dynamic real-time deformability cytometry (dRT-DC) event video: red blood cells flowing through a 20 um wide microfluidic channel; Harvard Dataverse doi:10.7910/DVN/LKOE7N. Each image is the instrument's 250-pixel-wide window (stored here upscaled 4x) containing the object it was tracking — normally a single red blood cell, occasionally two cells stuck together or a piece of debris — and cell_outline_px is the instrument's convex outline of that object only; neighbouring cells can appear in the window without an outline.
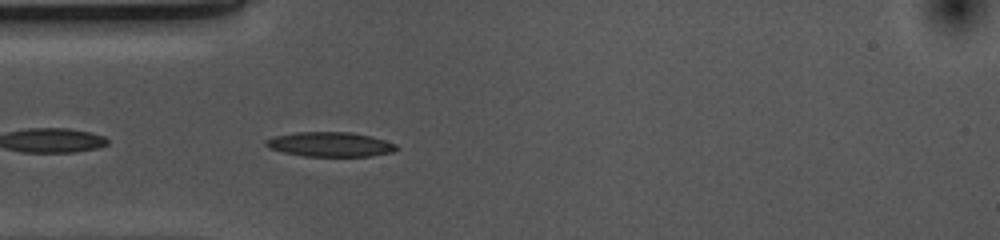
{"species": "common noctule bat (a hibernating species)", "species_latin": "Nyctalus noctula", "temperature_condition": "cold", "stored_images_in_passage": 41, "camera_frame_rate_fps": 3000, "um_per_image_px": 0.085, "animal": {"sex": "female", "body_mass_g": 10.0, "forearm_length_mm": 53.1}, "frame": {"image": 1, "passage_image": 2, "time_ms": 0.333, "image_size_px": [1000, 240], "cell_outline_px": [[400, 148], [392, 152], [372, 156], [304, 156], [284, 152], [268, 148], [264, 144], [264, 140], [276, 136], [296, 132], [352, 132], [384, 140], [396, 144]], "centroid_in_image_um": [28.06, 12.27], "position_along_channel_um": 56.9, "area_um2": 18.67}}
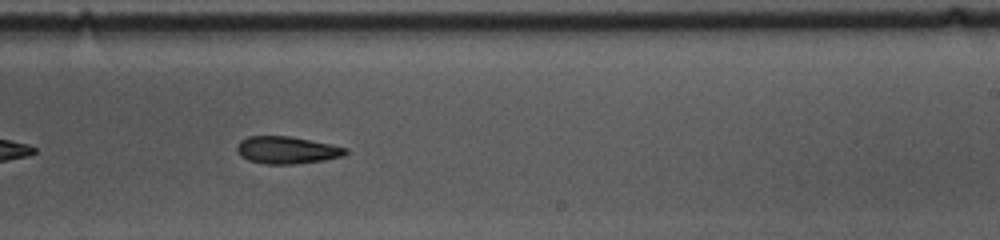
{"frame": {"image": 2, "passage_image": 19, "time_ms": 6.0, "image_size_px": [1000, 240], "cell_outline_px": [[348, 152], [344, 156], [324, 160], [292, 164], [264, 164], [248, 160], [240, 156], [236, 148], [240, 140], [248, 136], [292, 136], [348, 148]], "centroid_in_image_um": [24.38, 12.75], "position_along_channel_um": 264.6, "area_um2": 17.34}}
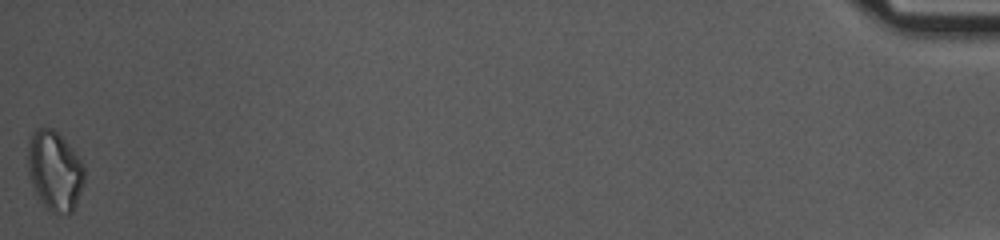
{"frame": {"image": 3, "passage_image": 41, "time_ms": 13.333, "image_size_px": [1000, 240], "cell_outline_px": [[84, 184], [76, 204], [72, 212], [68, 216], [56, 216], [48, 212], [44, 208], [32, 184], [28, 172], [28, 140], [36, 128], [52, 128], [72, 148], [84, 164]], "centroid_in_image_um": [4.66, 14.59], "position_along_channel_um": 430.5, "area_um2": 26.7}, "authors_computed_cell_mechanics": {"area_um2": 17.918, "velocity_mm_per_s": 3.6982, "shape_relaxation_time_tau1_ms": 3.7866, "shape_relaxation_time_tau2_ms": null, "deformation_change_tau1": 0.1362, "deformation_change_tau2": null}}